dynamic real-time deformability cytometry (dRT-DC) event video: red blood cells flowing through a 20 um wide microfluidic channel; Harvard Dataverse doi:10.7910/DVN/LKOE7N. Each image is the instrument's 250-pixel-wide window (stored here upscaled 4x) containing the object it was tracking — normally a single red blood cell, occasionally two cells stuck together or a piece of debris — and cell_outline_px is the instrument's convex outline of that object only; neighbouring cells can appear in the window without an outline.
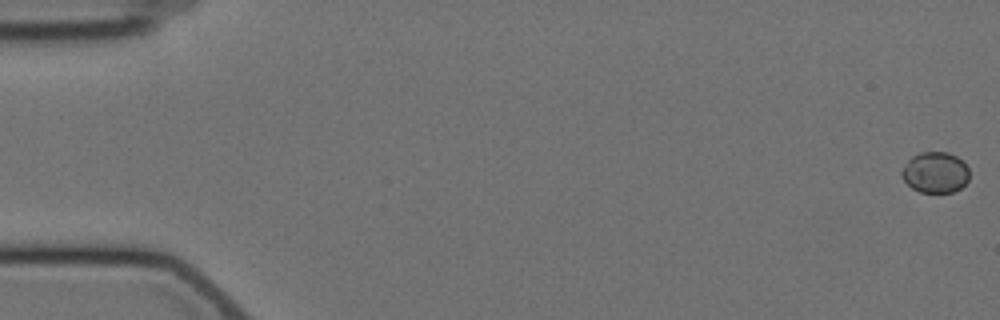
{"species": "Egyptian fruit bat (a non-hibernating species)", "species_latin": "Rousettus aegyptiacus", "temperature_condition": "cold", "stored_images_in_passage": 58, "camera_frame_rate_fps": 3000, "um_per_image_px": 0.085, "animal": {"sex": "female"}, "frame": {"image": 1, "passage_image": 1, "time_ms": 0.0, "image_size_px": [1000, 320], "cell_outline_px": [[968, 180], [960, 188], [952, 192], [920, 192], [912, 188], [904, 180], [900, 172], [904, 164], [912, 156], [920, 152], [948, 152], [956, 156], [968, 168]], "centroid_in_image_um": [79.47, 14.65], "position_along_channel_um": 5.5, "area_um2": 16.01}}
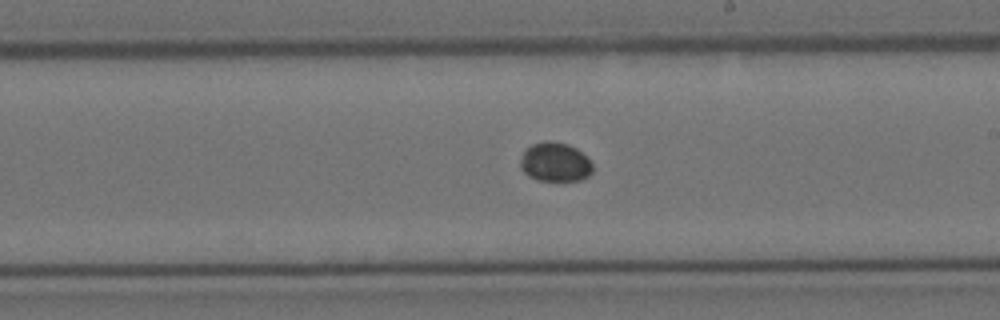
{"frame": {"image": 2, "passage_image": 34, "time_ms": 11.0, "image_size_px": [1000, 320], "cell_outline_px": [[592, 172], [588, 176], [580, 180], [536, 180], [528, 176], [520, 168], [520, 160], [524, 148], [532, 144], [544, 140], [548, 140], [568, 144], [576, 148], [592, 164]], "centroid_in_image_um": [47.13, 13.76], "position_along_channel_um": 241.9, "area_um2": 16.53}}
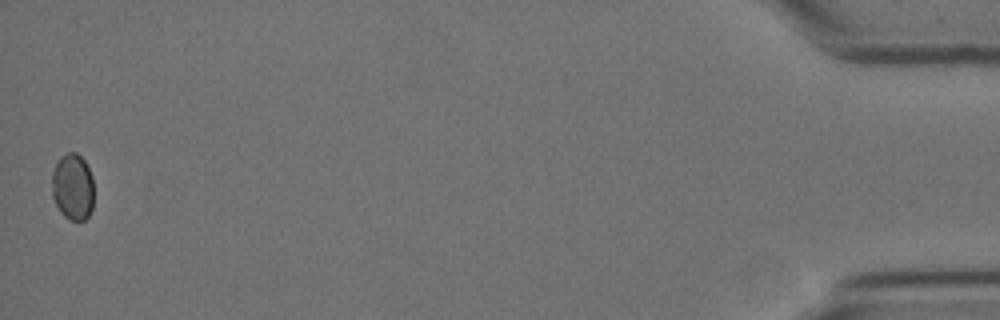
{"frame": {"image": 3, "passage_image": 58, "time_ms": 19.0, "image_size_px": [1000, 320], "cell_outline_px": [[92, 208], [88, 216], [84, 220], [72, 220], [64, 216], [60, 212], [52, 196], [52, 172], [60, 156], [68, 152], [76, 152], [84, 160], [92, 176]], "centroid_in_image_um": [6.16, 15.87], "position_along_channel_um": 429.0, "area_um2": 16.18}}